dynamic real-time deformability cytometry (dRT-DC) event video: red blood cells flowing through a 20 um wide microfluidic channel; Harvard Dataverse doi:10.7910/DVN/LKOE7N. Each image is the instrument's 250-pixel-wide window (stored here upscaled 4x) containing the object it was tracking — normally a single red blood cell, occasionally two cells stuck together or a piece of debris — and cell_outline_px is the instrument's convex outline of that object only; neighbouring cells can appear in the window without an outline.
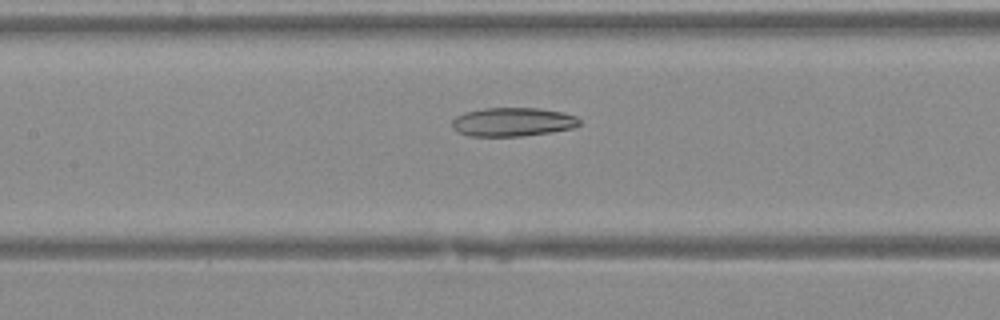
{"species": "Egyptian fruit bat (a non-hibernating species)", "species_latin": "Rousettus aegyptiacus", "temperature_condition": "warm", "stored_images_in_passage": 32, "camera_frame_rate_fps": 3000, "um_per_image_px": 0.085, "animal": {"sex": "female"}, "frame": {"image": 1, "passage_image": 13, "time_ms": 4.0, "image_size_px": [1000, 320], "cell_outline_px": [[580, 124], [572, 128], [548, 132], [520, 136], [468, 136], [456, 132], [452, 128], [452, 120], [456, 116], [464, 112], [484, 108], [540, 108], [564, 112], [576, 116], [580, 120]], "centroid_in_image_um": [43.54, 10.36], "position_along_channel_um": 163.9, "area_um2": 21.44}}
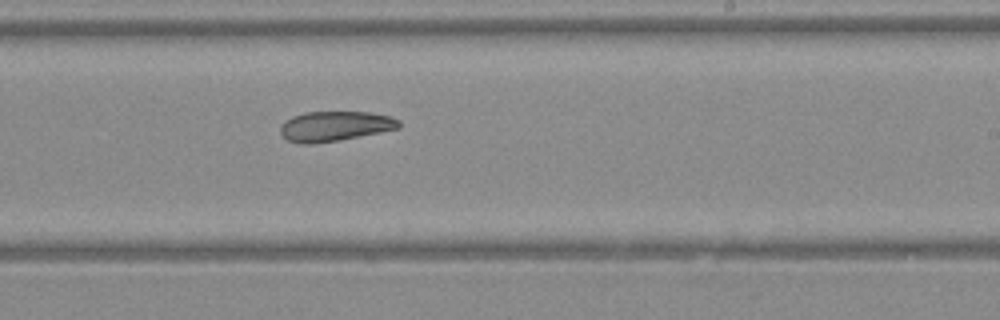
{"frame": {"image": 2, "passage_image": 19, "time_ms": 6.0, "image_size_px": [1000, 320], "cell_outline_px": [[400, 128], [340, 140], [312, 144], [300, 144], [288, 140], [280, 132], [280, 128], [292, 116], [304, 112], [372, 112], [388, 116], [400, 120]], "centroid_in_image_um": [28.48, 10.73], "position_along_channel_um": 260.5, "area_um2": 20.58}}
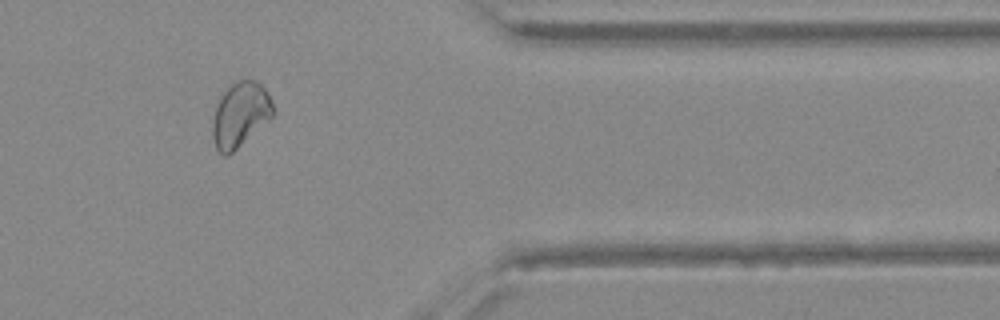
{"frame": {"image": 3, "passage_image": 28, "time_ms": 9.0, "image_size_px": [1000, 320], "cell_outline_px": [[276, 112], [268, 120], [228, 156], [224, 156], [216, 148], [212, 136], [212, 124], [216, 108], [224, 92], [232, 84], [240, 80], [252, 80], [260, 84], [268, 92], [272, 100]], "centroid_in_image_um": [20.44, 9.75], "position_along_channel_um": 391.0, "area_um2": 22.43}}